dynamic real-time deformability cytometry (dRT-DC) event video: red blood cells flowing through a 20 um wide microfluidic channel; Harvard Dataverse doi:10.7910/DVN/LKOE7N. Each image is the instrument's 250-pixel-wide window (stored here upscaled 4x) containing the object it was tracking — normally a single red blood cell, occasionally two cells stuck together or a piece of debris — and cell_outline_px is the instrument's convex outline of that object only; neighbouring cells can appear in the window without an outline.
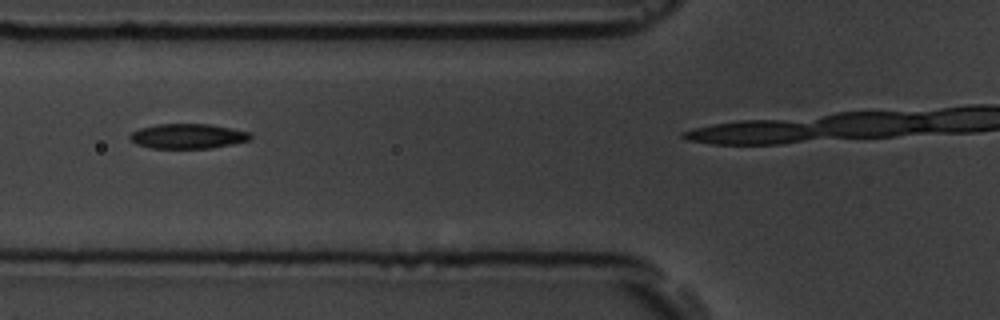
{"species": "common noctule bat (a hibernating species)", "species_latin": "Nyctalus noctula", "temperature_condition": "room temperature", "stored_images_in_passage": 6, "camera_frame_rate_fps": 3000, "um_per_image_px": 0.085, "animal": {"sex": "male", "body_mass_g": 19.5, "forearm_length_mm": 54.6}, "frame": {"image": 1, "passage_image": 5, "time_ms": 4.333, "image_size_px": [1000, 320], "cell_outline_px": [[252, 136], [248, 140], [232, 144], [212, 148], [152, 148], [136, 144], [128, 136], [132, 132], [140, 128], [156, 124], [208, 124], [248, 132]], "centroid_in_image_um": [15.92, 11.58], "position_along_channel_um": 109.9, "area_um2": 17.22}}